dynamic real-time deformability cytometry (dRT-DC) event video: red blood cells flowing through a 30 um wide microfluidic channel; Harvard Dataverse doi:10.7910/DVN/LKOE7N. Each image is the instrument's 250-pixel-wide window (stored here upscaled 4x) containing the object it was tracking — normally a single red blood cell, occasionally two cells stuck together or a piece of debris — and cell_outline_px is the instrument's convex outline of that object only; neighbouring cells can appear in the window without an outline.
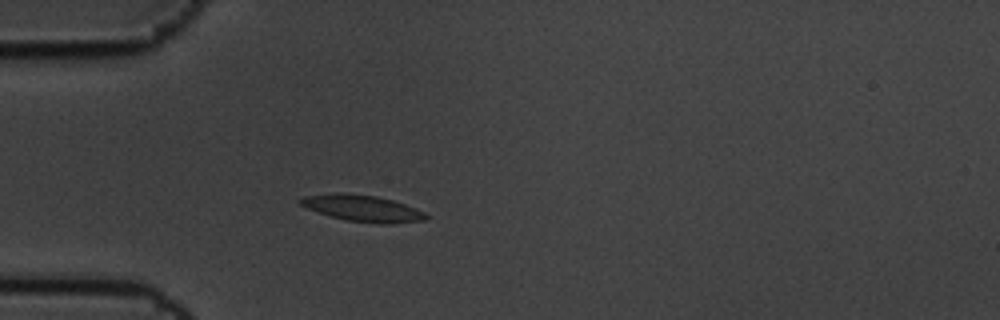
{"species": "common noctule bat (a hibernating species)", "species_latin": "Nyctalus noctula", "temperature_condition": "cold", "stored_images_in_passage": 1, "camera_frame_rate_fps": 3000, "um_per_image_px": 0.085, "animal": {"sex": "male", "body_mass_g": 19.5, "forearm_length_mm": 54.6}, "frame": {"image": 1, "passage_image": 1, "time_ms": 0.0, "image_size_px": [1000, 320], "cell_outline_px": [[432, 216], [428, 220], [392, 224], [380, 224], [348, 220], [332, 216], [308, 208], [300, 204], [296, 200], [304, 196], [344, 192], [376, 196], [392, 200], [416, 208]], "centroid_in_image_um": [30.89, 17.71], "position_along_channel_um": 54.1, "area_um2": 19.36}}